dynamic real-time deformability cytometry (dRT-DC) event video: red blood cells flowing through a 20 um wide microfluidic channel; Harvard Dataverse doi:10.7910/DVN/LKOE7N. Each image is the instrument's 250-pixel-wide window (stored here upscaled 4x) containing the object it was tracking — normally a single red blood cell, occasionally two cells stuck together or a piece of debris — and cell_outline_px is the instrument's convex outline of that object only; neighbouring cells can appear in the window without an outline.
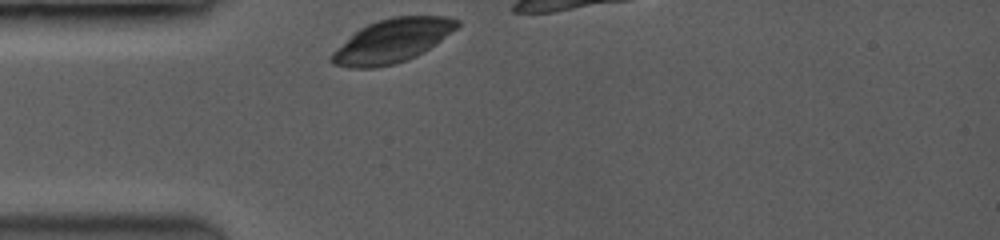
{"species": "common noctule bat (a hibernating species)", "species_latin": "Nyctalus noctula", "temperature_condition": "room temperature", "stored_images_in_passage": 17, "camera_frame_rate_fps": 3500, "um_per_image_px": 0.085, "animal": {"sex": "female", "body_mass_g": 19.0, "forearm_length_mm": 53.3}, "frame": {"image": 1, "passage_image": 1, "time_ms": 0.0, "image_size_px": [1000, 240], "cell_outline_px": [[460, 24], [456, 28], [436, 44], [416, 56], [392, 64], [372, 68], [352, 68], [332, 64], [328, 60], [328, 56], [336, 48], [360, 28], [368, 24], [392, 16], [448, 16], [460, 20]], "centroid_in_image_um": [33.32, 3.47], "position_along_channel_um": 51.7, "area_um2": 31.67}}